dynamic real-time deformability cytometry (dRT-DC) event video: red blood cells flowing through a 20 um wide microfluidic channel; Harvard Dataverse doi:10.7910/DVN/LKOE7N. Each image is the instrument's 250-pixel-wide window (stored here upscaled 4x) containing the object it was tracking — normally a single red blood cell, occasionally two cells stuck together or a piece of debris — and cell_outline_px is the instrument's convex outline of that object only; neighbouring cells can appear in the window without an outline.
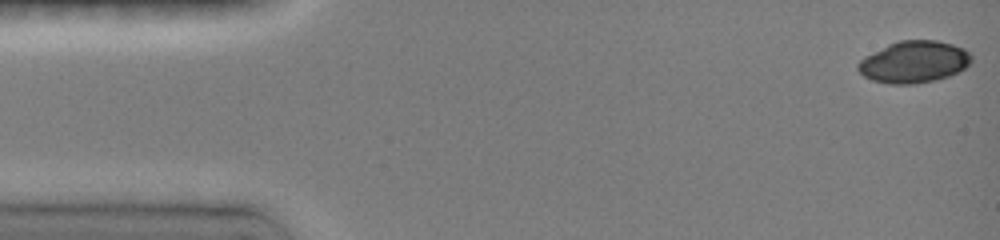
{"species": "common noctule bat (a hibernating species)", "species_latin": "Nyctalus noctula", "temperature_condition": "room temperature", "stored_images_in_passage": 16, "camera_frame_rate_fps": 3000, "um_per_image_px": 0.085, "animal": {"sex": "female", "body_mass_g": 19.0, "forearm_length_mm": 51.5}, "frame": {"image": 1, "passage_image": 1, "time_ms": 0.0, "image_size_px": [1000, 240], "cell_outline_px": [[972, 60], [964, 68], [948, 76], [932, 80], [912, 84], [892, 84], [872, 80], [864, 76], [856, 68], [856, 64], [864, 56], [888, 44], [900, 40], [936, 40], [952, 44], [964, 48], [972, 56]], "centroid_in_image_um": [77.65, 5.25], "position_along_channel_um": 7.3, "area_um2": 27.51}}
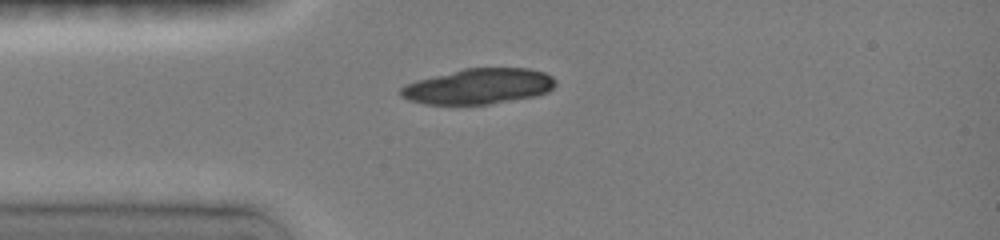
{"frame": {"image": 2, "passage_image": 11, "time_ms": 3.667, "image_size_px": [1000, 240], "cell_outline_px": [[556, 84], [548, 92], [536, 96], [488, 104], [424, 104], [408, 100], [400, 96], [400, 88], [408, 84], [420, 80], [464, 68], [528, 68], [544, 72], [552, 76], [556, 80]], "centroid_in_image_um": [40.72, 7.34], "position_along_channel_um": 44.3, "area_um2": 31.79}}